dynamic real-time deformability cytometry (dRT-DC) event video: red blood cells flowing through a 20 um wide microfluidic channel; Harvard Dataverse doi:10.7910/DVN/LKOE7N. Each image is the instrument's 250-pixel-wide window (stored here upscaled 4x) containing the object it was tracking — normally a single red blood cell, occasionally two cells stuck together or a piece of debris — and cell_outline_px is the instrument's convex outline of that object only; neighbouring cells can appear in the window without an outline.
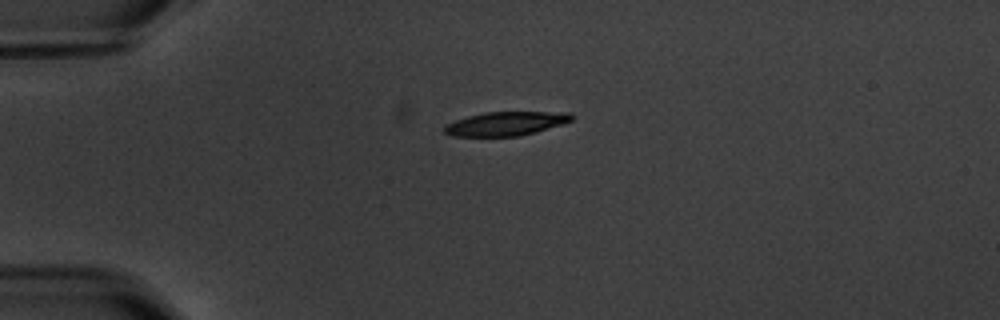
{"species": "common noctule bat (a hibernating species)", "species_latin": "Nyctalus noctula", "temperature_condition": "warm", "stored_images_in_passage": 3, "camera_frame_rate_fps": 3000, "um_per_image_px": 0.085, "animal": {"sex": "male", "body_mass_g": 20.1, "forearm_length_mm": 53.5}, "frame": {"image": 1, "passage_image": 1, "time_ms": 0.0, "image_size_px": [1000, 320], "cell_outline_px": [[576, 116], [572, 120], [564, 124], [536, 132], [520, 136], [452, 136], [444, 132], [444, 124], [468, 116], [484, 112], [568, 112]], "centroid_in_image_um": [43.03, 10.51], "position_along_channel_um": 42.0, "area_um2": 17.86}}